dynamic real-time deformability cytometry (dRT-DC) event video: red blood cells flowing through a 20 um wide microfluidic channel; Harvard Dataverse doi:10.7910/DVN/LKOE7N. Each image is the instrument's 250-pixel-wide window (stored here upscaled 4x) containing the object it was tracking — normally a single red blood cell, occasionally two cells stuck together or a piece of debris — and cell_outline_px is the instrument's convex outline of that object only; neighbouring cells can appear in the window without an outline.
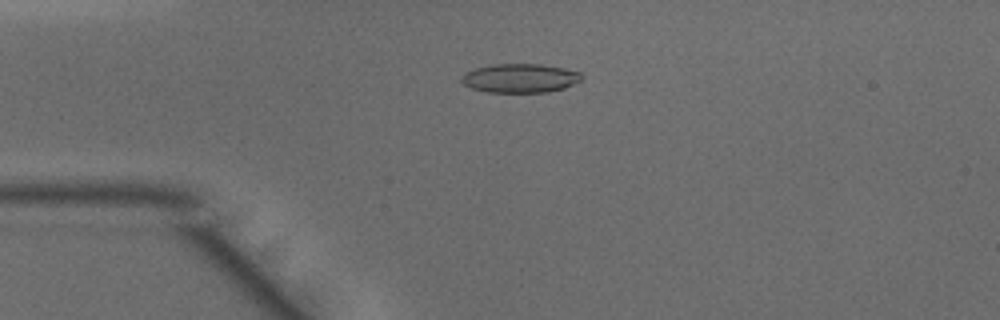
{"species": "common noctule bat (a hibernating species)", "species_latin": "Nyctalus noctula", "temperature_condition": "warm", "stored_images_in_passage": 46, "camera_frame_rate_fps": 3000, "um_per_image_px": 0.085, "animal": {"sex": "male", "body_mass_g": 15.6}, "frame": {"image": 1, "passage_image": 10, "time_ms": 3.0, "image_size_px": [1000, 320], "cell_outline_px": [[584, 76], [580, 80], [564, 88], [548, 92], [488, 92], [472, 88], [464, 84], [460, 80], [460, 76], [464, 72], [476, 68], [492, 64], [540, 64], [564, 68], [580, 72]], "centroid_in_image_um": [44.19, 6.64], "position_along_channel_um": 40.8, "area_um2": 20.29}}
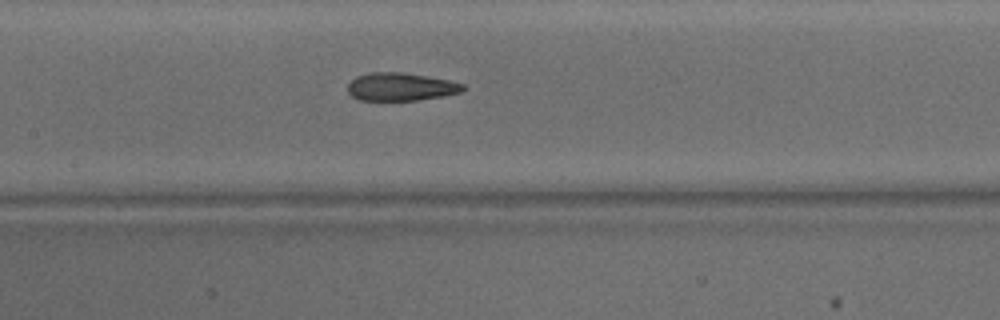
{"frame": {"image": 2, "passage_image": 21, "time_ms": 6.667, "image_size_px": [1000, 320], "cell_outline_px": [[468, 88], [460, 92], [444, 96], [416, 100], [360, 100], [352, 96], [348, 92], [348, 84], [356, 76], [368, 72], [404, 72], [448, 80], [464, 84]], "centroid_in_image_um": [34.07, 7.37], "position_along_channel_um": 173.3, "area_um2": 18.84}}
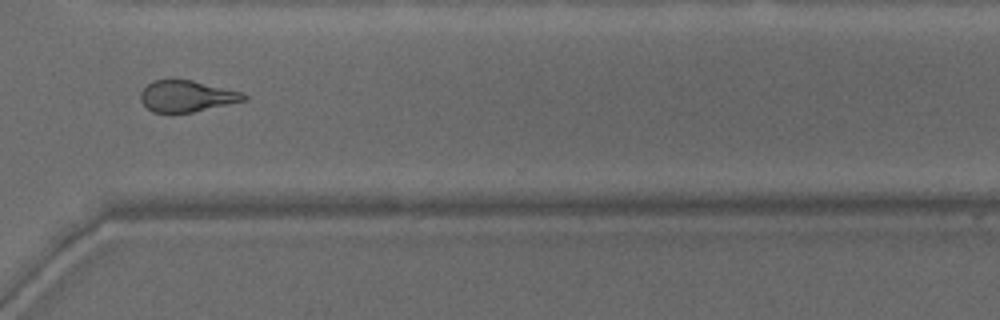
{"frame": {"image": 3, "passage_image": 34, "time_ms": 11.0, "image_size_px": [1000, 320], "cell_outline_px": [[248, 100], [192, 112], [172, 116], [168, 116], [152, 112], [140, 100], [140, 92], [148, 84], [156, 80], [192, 80], [244, 92], [248, 96]], "centroid_in_image_um": [15.88, 8.22], "position_along_channel_um": 354.7, "area_um2": 19.42}, "authors_computed_cell_mechanics": {"area_um2": 19.941, "velocity_mm_per_s": 4.1939, "shape_relaxation_time_tau1_ms": 7.3384, "shape_relaxation_time_tau2_ms": 1.2076, "deformation_change_tau1": 0.2122, "deformation_change_tau2": 0.0983}}